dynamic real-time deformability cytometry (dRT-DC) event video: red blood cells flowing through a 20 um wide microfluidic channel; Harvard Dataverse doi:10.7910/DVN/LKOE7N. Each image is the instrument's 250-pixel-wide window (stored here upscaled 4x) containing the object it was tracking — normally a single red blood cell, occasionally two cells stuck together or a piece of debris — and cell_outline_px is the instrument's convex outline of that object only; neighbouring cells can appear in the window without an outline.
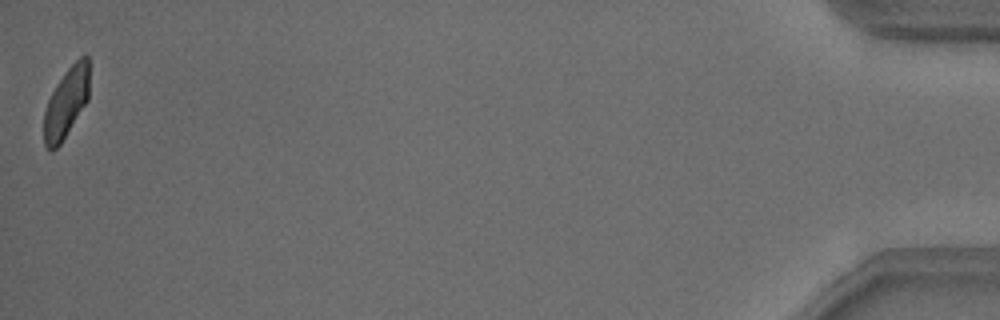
{"species": "common noctule bat (a hibernating species)", "species_latin": "Nyctalus noctula", "temperature_condition": "warm", "stored_images_in_passage": 38, "camera_frame_rate_fps": 3000, "um_per_image_px": 0.085, "animal": {"sex": "male", "body_mass_g": 18.8}, "frame": {"image": 1, "passage_image": 38, "time_ms": 12.333, "image_size_px": [1000, 320], "cell_outline_px": [[88, 100], [60, 144], [52, 152], [48, 152], [44, 144], [44, 112], [48, 100], [56, 84], [64, 72], [80, 56], [88, 56]], "centroid_in_image_um": [5.6, 8.75], "position_along_channel_um": 429.6, "area_um2": 18.38}, "authors_computed_cell_mechanics": {"area_um2": 20.3167, "velocity_mm_per_s": 3.8219, "shape_relaxation_time_tau1_ms": 3.1422, "shape_relaxation_time_tau2_ms": 1.1847, "deformation_change_tau1": 0.1174, "deformation_change_tau2": 0.0706}}